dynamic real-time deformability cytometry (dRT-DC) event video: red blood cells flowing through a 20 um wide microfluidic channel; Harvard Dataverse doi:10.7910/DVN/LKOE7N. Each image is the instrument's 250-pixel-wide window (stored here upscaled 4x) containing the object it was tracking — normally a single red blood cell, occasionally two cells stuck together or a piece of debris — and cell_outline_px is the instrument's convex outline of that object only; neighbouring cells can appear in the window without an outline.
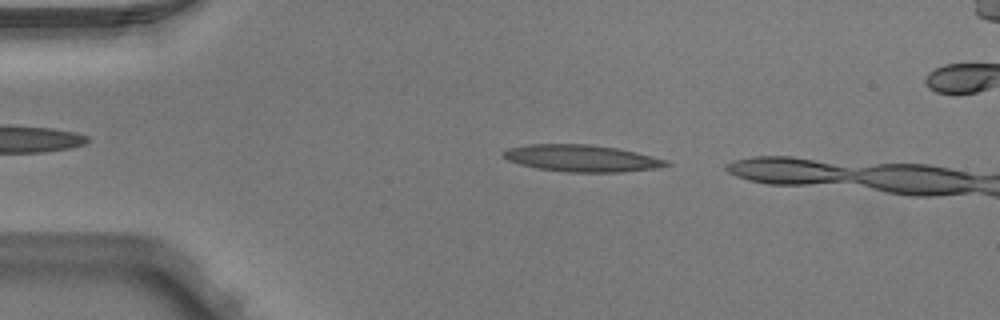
{"species": "Egyptian fruit bat (a non-hibernating species)", "species_latin": "Rousettus aegyptiacus", "temperature_condition": "warm", "stored_images_in_passage": 3, "camera_frame_rate_fps": 3000, "um_per_image_px": 0.085, "animal": {"sex": "male"}, "frame": {"image": 1, "passage_image": 1, "time_ms": 0.0, "image_size_px": [1000, 320], "cell_outline_px": [[672, 164], [660, 168], [624, 172], [564, 172], [536, 168], [520, 164], [508, 160], [504, 156], [504, 152], [508, 148], [528, 144], [588, 144], [616, 148], [636, 152], [668, 160]], "centroid_in_image_um": [49.49, 13.46], "position_along_channel_um": 35.5, "area_um2": 25.55}}